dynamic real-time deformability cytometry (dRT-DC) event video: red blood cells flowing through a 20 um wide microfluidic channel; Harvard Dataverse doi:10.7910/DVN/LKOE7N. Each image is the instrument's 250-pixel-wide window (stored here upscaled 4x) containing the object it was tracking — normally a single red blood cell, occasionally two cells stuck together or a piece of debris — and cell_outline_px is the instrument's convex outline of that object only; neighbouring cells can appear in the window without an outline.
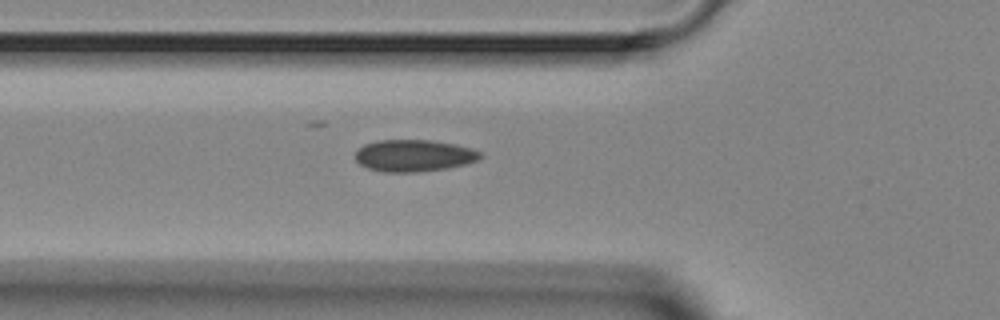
{"species": "Egyptian fruit bat (a non-hibernating species)", "species_latin": "Rousettus aegyptiacus", "temperature_condition": "room temperature", "stored_images_in_passage": 5, "camera_frame_rate_fps": 3000, "um_per_image_px": 0.085, "animal": {"sex": "female"}, "frame": {"image": 1, "passage_image": 5, "time_ms": 4.333, "image_size_px": [1000, 320], "cell_outline_px": [[484, 156], [480, 160], [448, 168], [416, 172], [384, 172], [368, 168], [360, 164], [356, 160], [356, 152], [364, 144], [376, 140], [432, 140], [456, 144], [472, 148], [480, 152]], "centroid_in_image_um": [35.22, 13.22], "position_along_channel_um": 90.6, "area_um2": 23.35}}